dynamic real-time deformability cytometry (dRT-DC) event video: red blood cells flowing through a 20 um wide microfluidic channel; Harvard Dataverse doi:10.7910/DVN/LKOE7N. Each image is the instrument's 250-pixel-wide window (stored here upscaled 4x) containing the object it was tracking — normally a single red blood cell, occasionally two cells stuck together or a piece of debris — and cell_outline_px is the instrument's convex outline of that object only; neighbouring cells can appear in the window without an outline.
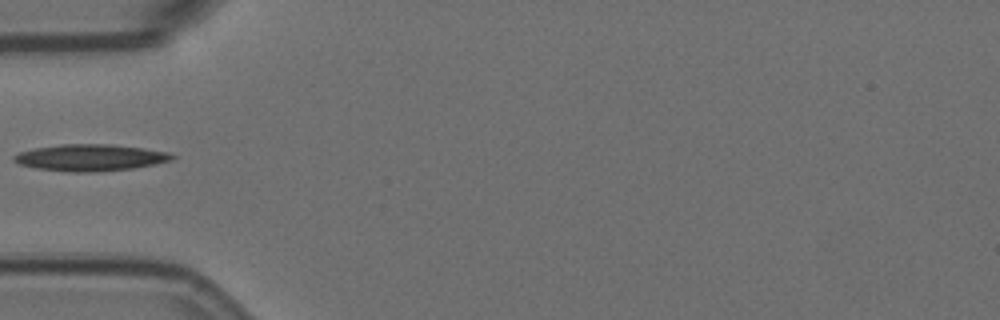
{"species": "Egyptian fruit bat (a non-hibernating species)", "species_latin": "Rousettus aegyptiacus", "temperature_condition": "room temperature", "stored_images_in_passage": 4, "camera_frame_rate_fps": 3000, "um_per_image_px": 0.085, "animal": {"sex": "female"}, "frame": {"image": 1, "passage_image": 3, "time_ms": 0.667, "image_size_px": [1000, 320], "cell_outline_px": [[176, 156], [172, 160], [156, 164], [132, 168], [92, 172], [68, 172], [36, 168], [16, 164], [12, 160], [12, 156], [20, 152], [36, 148], [60, 144], [112, 144], [144, 148], [168, 152]], "centroid_in_image_um": [7.66, 13.39], "position_along_channel_um": 77.3, "area_um2": 24.68}}
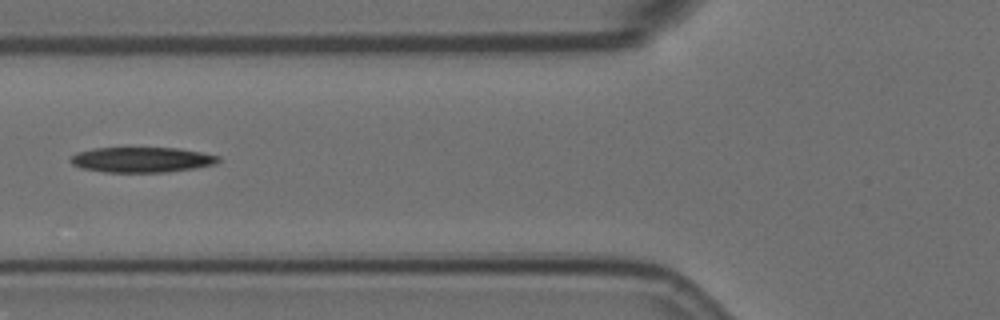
{"frame": {"image": 2, "passage_image": 4, "time_ms": 1.0, "image_size_px": [1000, 320], "cell_outline_px": [[220, 160], [216, 164], [196, 168], [168, 172], [104, 172], [80, 168], [72, 164], [68, 160], [76, 152], [92, 148], [180, 148], [220, 156]], "centroid_in_image_um": [12.03, 13.58], "position_along_channel_um": 113.8, "area_um2": 21.96}}